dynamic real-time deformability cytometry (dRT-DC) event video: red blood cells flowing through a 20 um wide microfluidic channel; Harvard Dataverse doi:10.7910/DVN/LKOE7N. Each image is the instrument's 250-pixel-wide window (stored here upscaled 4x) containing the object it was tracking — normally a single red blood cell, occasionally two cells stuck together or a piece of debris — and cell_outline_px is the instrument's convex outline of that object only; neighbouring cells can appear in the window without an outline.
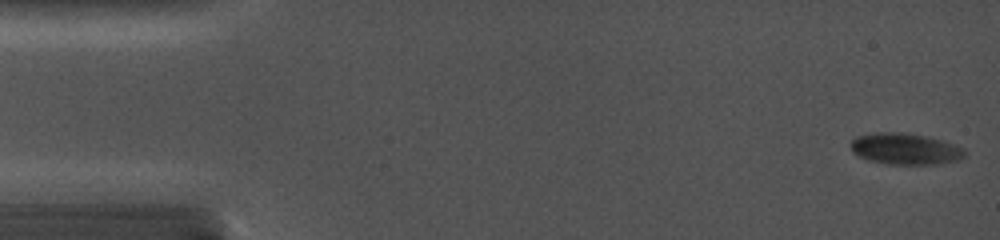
{"species": "common noctule bat (a hibernating species)", "species_latin": "Nyctalus noctula", "temperature_condition": "cold", "stored_images_in_passage": 36, "camera_frame_rate_fps": 5000, "um_per_image_px": 0.085, "animal": {"sex": "female", "body_mass_g": 19.0, "forearm_length_mm": 56.7}, "frame": {"image": 1, "passage_image": 1, "time_ms": 0.0, "image_size_px": [1000, 240], "cell_outline_px": [[964, 156], [956, 160], [936, 164], [888, 164], [868, 160], [852, 152], [852, 140], [856, 136], [876, 132], [904, 132], [924, 136], [940, 140], [964, 148]], "centroid_in_image_um": [76.9, 12.65], "position_along_channel_um": 8.1, "area_um2": 20.52}}
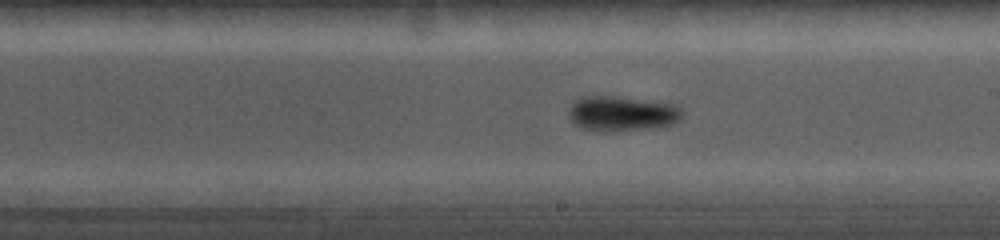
{"frame": {"image": 2, "passage_image": 21, "time_ms": 9.0, "image_size_px": [1000, 240], "cell_outline_px": [[680, 120], [672, 124], [652, 128], [584, 128], [576, 124], [568, 116], [568, 108], [580, 96], [616, 96], [676, 104], [680, 108]], "centroid_in_image_um": [52.87, 9.58], "position_along_channel_um": 236.1, "area_um2": 22.14}}
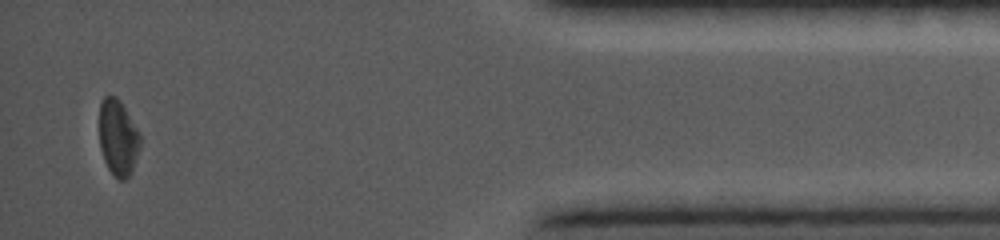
{"frame": {"image": 3, "passage_image": 35, "time_ms": 14.8, "image_size_px": [1000, 240], "cell_outline_px": [[140, 148], [132, 172], [124, 180], [120, 180], [108, 168], [104, 160], [100, 148], [100, 104], [104, 96], [116, 96], [120, 100], [140, 132]], "centroid_in_image_um": [10.05, 11.69], "position_along_channel_um": 425.1, "area_um2": 18.09}}